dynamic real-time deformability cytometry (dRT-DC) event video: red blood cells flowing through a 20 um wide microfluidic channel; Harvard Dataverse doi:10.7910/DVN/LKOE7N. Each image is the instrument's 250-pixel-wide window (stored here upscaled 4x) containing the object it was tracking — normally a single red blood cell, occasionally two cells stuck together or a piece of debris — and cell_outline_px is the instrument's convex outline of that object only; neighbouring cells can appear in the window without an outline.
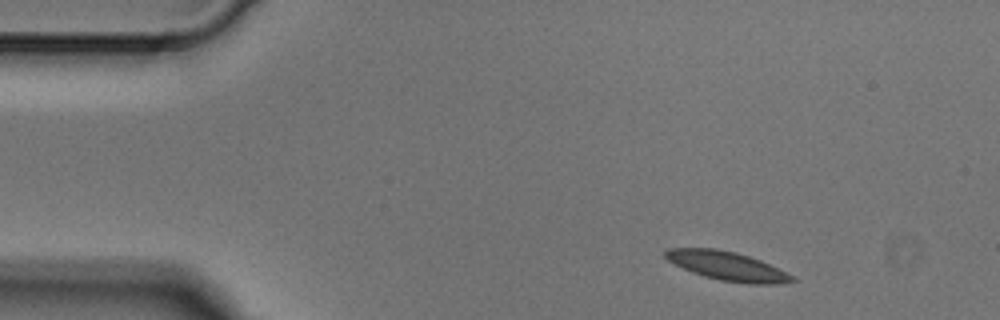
{"species": "Egyptian fruit bat (a non-hibernating species)", "species_latin": "Rousettus aegyptiacus", "temperature_condition": "cold", "stored_images_in_passage": 3, "camera_frame_rate_fps": 3000, "um_per_image_px": 0.085, "animal": {"sex": "male"}, "frame": {"image": 1, "passage_image": 1, "time_ms": 0.0, "image_size_px": [1000, 320], "cell_outline_px": [[796, 280], [780, 284], [748, 284], [720, 280], [704, 276], [692, 272], [668, 260], [664, 256], [664, 252], [668, 248], [716, 248], [736, 252], [760, 260], [788, 272]], "centroid_in_image_um": [61.83, 22.61], "position_along_channel_um": 23.2, "area_um2": 21.27}}
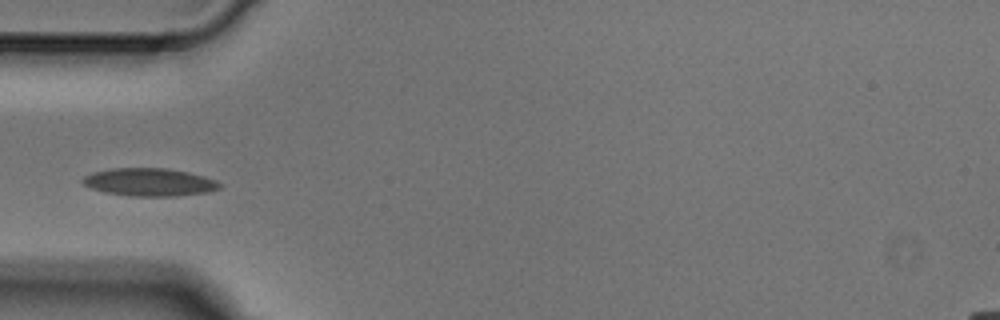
{"frame": {"image": 2, "passage_image": 3, "time_ms": 0.667, "image_size_px": [1000, 320], "cell_outline_px": [[224, 184], [220, 188], [208, 192], [176, 196], [128, 196], [104, 192], [92, 188], [84, 184], [80, 180], [84, 176], [92, 172], [112, 168], [168, 168], [188, 172], [204, 176], [216, 180]], "centroid_in_image_um": [12.72, 15.48], "position_along_channel_um": 72.3, "area_um2": 22.43}}